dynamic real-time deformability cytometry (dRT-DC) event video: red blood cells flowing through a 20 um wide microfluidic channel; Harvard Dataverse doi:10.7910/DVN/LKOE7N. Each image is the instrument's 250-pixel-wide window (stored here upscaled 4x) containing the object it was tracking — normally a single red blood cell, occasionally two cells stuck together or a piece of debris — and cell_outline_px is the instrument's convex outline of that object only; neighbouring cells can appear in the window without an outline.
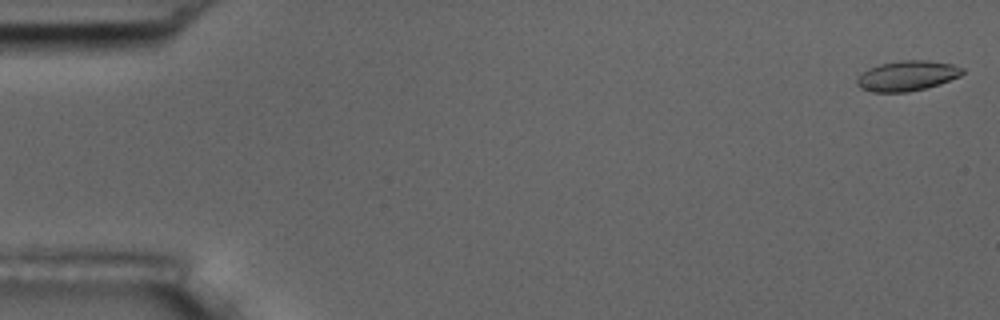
{"species": "common noctule bat (a hibernating species)", "species_latin": "Nyctalus noctula", "temperature_condition": "room temperature", "stored_images_in_passage": 15, "camera_frame_rate_fps": 3000, "um_per_image_px": 0.085, "animal": {"sex": "male", "body_mass_g": 17.5, "forearm_length_mm": 52.3}, "frame": {"image": 1, "passage_image": 1, "time_ms": 0.0, "image_size_px": [1000, 320], "cell_outline_px": [[964, 72], [960, 76], [940, 84], [908, 92], [872, 92], [860, 88], [856, 84], [856, 80], [868, 68], [880, 64], [900, 60], [928, 60], [952, 64], [964, 68]], "centroid_in_image_um": [77.12, 6.44], "position_along_channel_um": 7.9, "area_um2": 18.55}}